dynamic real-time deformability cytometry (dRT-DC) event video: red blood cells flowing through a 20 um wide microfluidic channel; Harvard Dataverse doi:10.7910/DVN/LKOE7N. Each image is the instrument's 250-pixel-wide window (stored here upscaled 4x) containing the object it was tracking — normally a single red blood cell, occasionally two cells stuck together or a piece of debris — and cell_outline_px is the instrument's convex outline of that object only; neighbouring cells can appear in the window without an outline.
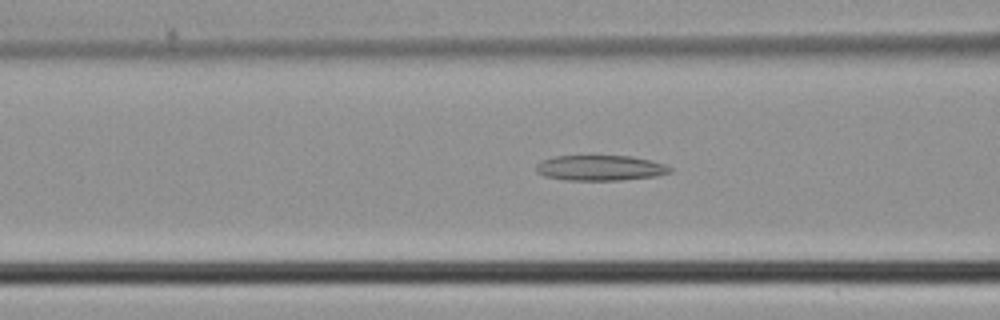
{"species": "common noctule bat (a hibernating species)", "species_latin": "Nyctalus noctula", "temperature_condition": "cold", "stored_images_in_passage": 27, "camera_frame_rate_fps": 3000, "um_per_image_px": 0.085, "animal": {"sex": "male", "body_mass_g": 21.5, "forearm_length_mm": 52.0}, "frame": {"image": 1, "passage_image": 5, "time_ms": 1.333, "image_size_px": [1000, 320], "cell_outline_px": [[672, 172], [656, 176], [620, 180], [564, 180], [544, 176], [536, 172], [536, 164], [552, 156], [592, 152], [632, 156], [652, 160], [664, 164], [672, 168]], "centroid_in_image_um": [50.99, 14.21], "position_along_channel_um": 115.6, "area_um2": 21.04}}
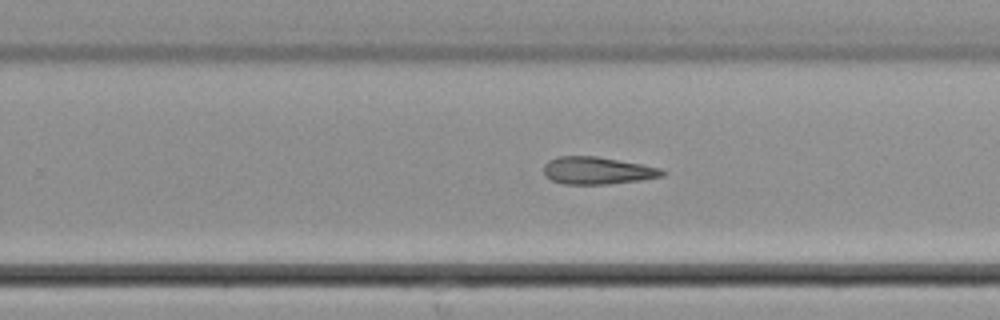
{"frame": {"image": 2, "passage_image": 16, "time_ms": 5.0, "image_size_px": [1000, 320], "cell_outline_px": [[668, 172], [664, 176], [640, 180], [608, 184], [564, 184], [552, 180], [544, 176], [544, 164], [548, 160], [556, 156], [596, 156], [640, 164], [660, 168]], "centroid_in_image_um": [50.76, 14.5], "position_along_channel_um": 279.0, "area_um2": 18.96}}
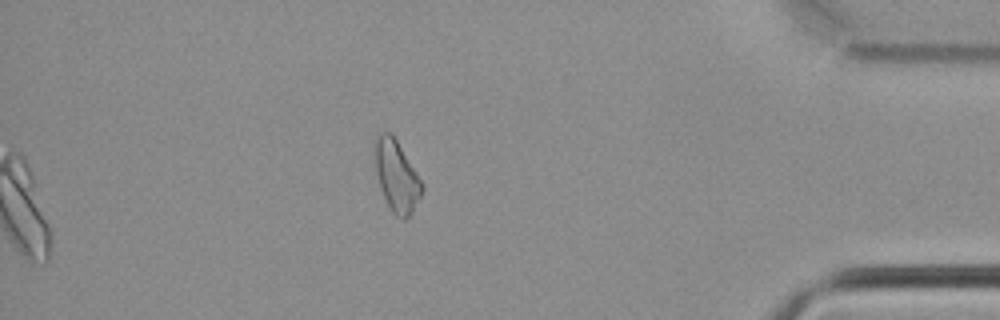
{"frame": {"image": 3, "passage_image": 27, "time_ms": 8.667, "image_size_px": [1000, 320], "cell_outline_px": [[424, 188], [412, 212], [404, 220], [396, 216], [392, 212], [380, 188], [376, 172], [372, 148], [376, 136], [380, 132], [392, 132], [424, 184]], "centroid_in_image_um": [33.68, 14.91], "position_along_channel_um": 401.5, "area_um2": 19.83}}